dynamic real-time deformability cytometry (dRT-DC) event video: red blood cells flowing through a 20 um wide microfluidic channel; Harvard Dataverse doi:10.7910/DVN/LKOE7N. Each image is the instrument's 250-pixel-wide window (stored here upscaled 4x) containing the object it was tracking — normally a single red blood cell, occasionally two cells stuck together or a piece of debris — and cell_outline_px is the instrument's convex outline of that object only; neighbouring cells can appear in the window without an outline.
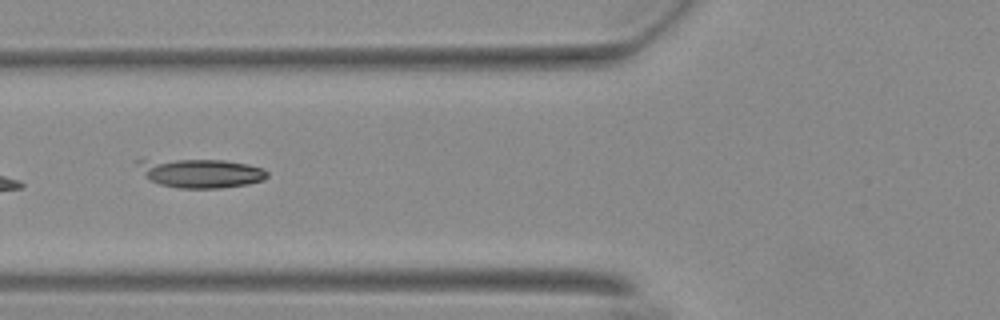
{"species": "Egyptian fruit bat (a non-hibernating species)", "species_latin": "Rousettus aegyptiacus", "temperature_condition": "warm", "stored_images_in_passage": 40, "camera_frame_rate_fps": 3000, "um_per_image_px": 0.085, "animal": {"sex": "female"}, "frame": {"image": 1, "passage_image": 6, "time_ms": 1.667, "image_size_px": [1000, 320], "cell_outline_px": [[268, 176], [264, 180], [248, 184], [220, 188], [180, 188], [160, 184], [148, 180], [132, 160], [224, 160], [248, 164], [260, 168], [268, 172]], "centroid_in_image_um": [17.03, 14.72], "position_along_channel_um": 108.8, "area_um2": 21.79}}
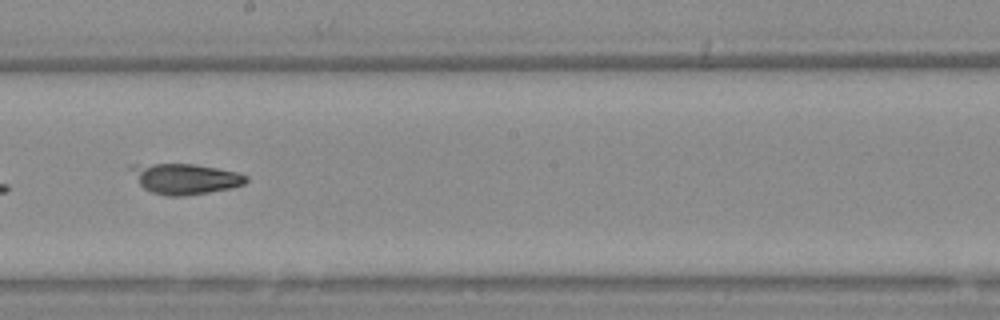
{"frame": {"image": 2, "passage_image": 16, "time_ms": 5.0, "image_size_px": [1000, 320], "cell_outline_px": [[248, 180], [244, 184], [228, 188], [208, 192], [184, 196], [168, 196], [152, 192], [144, 188], [140, 184], [128, 168], [128, 164], [196, 164], [240, 172], [248, 176]], "centroid_in_image_um": [15.73, 15.18], "position_along_channel_um": 232.5, "area_um2": 20.52}}
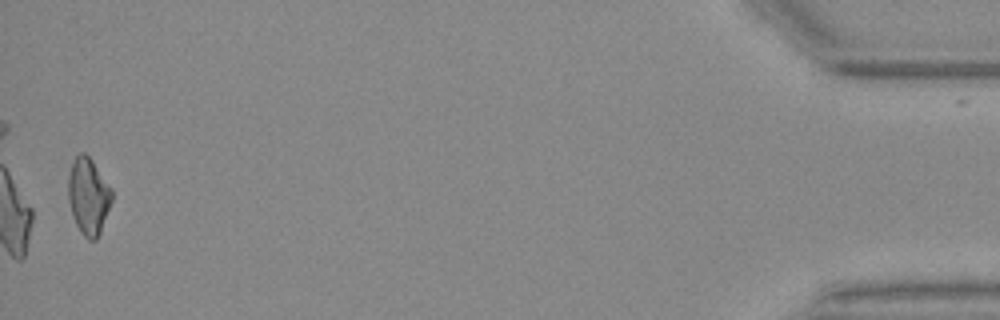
{"frame": {"image": 3, "passage_image": 39, "time_ms": 12.667, "image_size_px": [1000, 320], "cell_outline_px": [[112, 200], [100, 232], [96, 240], [88, 240], [84, 236], [76, 224], [68, 200], [68, 176], [72, 164], [76, 156], [80, 152], [84, 152], [92, 160], [112, 188]], "centroid_in_image_um": [7.52, 16.66], "position_along_channel_um": 427.7, "area_um2": 19.31}, "authors_computed_cell_mechanics": {"area_um2": 20.2878, "velocity_mm_per_s": 3.7157, "shape_relaxation_time_tau1_ms": 7.9008, "shape_relaxation_time_tau2_ms": 2.356, "deformation_change_tau1": 0.1619, "deformation_change_tau2": 0.0747}}